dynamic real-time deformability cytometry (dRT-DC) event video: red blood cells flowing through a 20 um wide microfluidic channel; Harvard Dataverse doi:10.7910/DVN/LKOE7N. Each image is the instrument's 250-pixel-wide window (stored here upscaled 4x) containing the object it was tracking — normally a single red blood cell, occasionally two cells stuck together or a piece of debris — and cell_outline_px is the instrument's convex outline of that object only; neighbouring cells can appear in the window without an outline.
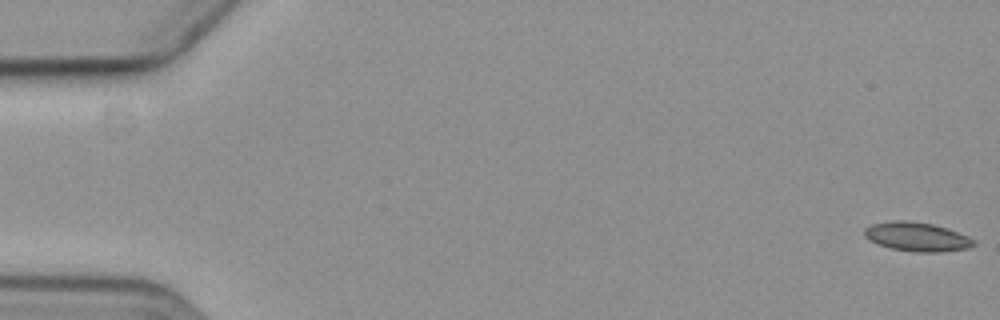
{"species": "common noctule bat (a hibernating species)", "species_latin": "Nyctalus noctula", "temperature_condition": "cold", "stored_images_in_passage": 6, "camera_frame_rate_fps": 3000, "um_per_image_px": 0.085, "animal": {"sex": "female", "body_mass_g": 19.3, "forearm_length_mm": 54.1}, "frame": {"image": 1, "passage_image": 1, "time_ms": 0.0, "image_size_px": [1000, 320], "cell_outline_px": [[976, 244], [968, 248], [944, 252], [916, 252], [892, 248], [876, 244], [868, 240], [864, 236], [864, 228], [872, 224], [892, 220], [904, 220], [932, 224], [948, 228], [968, 236], [976, 240]], "centroid_in_image_um": [77.94, 20.12], "position_along_channel_um": 7.1, "area_um2": 18.67}}
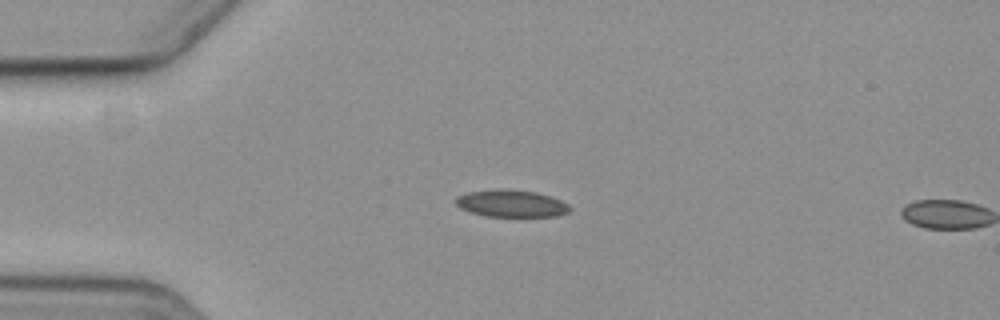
{"frame": {"image": 2, "passage_image": 5, "time_ms": 4.667, "image_size_px": [1000, 320], "cell_outline_px": [[572, 208], [568, 212], [556, 216], [484, 216], [468, 212], [460, 208], [456, 204], [456, 196], [468, 192], [500, 188], [504, 188], [536, 192], [552, 196], [568, 204]], "centroid_in_image_um": [43.45, 17.29], "position_along_channel_um": 41.6, "area_um2": 18.21}}